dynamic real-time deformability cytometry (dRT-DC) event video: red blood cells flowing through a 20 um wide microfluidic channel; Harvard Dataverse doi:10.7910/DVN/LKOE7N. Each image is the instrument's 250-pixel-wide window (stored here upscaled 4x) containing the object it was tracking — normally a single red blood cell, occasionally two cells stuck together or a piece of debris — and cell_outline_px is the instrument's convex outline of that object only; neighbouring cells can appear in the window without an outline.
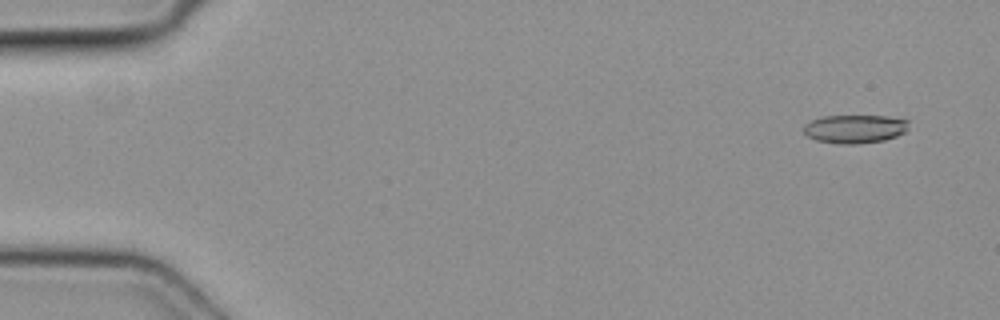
{"species": "common noctule bat (a hibernating species)", "species_latin": "Nyctalus noctula", "temperature_condition": "cold", "stored_images_in_passage": 50, "camera_frame_rate_fps": 3000, "um_per_image_px": 0.085, "animal": {"sex": "female", "body_mass_g": 19.3, "forearm_length_mm": 54.1}, "frame": {"image": 1, "passage_image": 3, "time_ms": 0.667, "image_size_px": [1000, 320], "cell_outline_px": [[908, 128], [904, 132], [896, 136], [884, 140], [856, 144], [840, 144], [816, 140], [808, 136], [804, 132], [804, 124], [812, 120], [824, 116], [888, 116], [908, 120]], "centroid_in_image_um": [72.66, 10.95], "position_along_channel_um": 12.3, "area_um2": 17.34}}
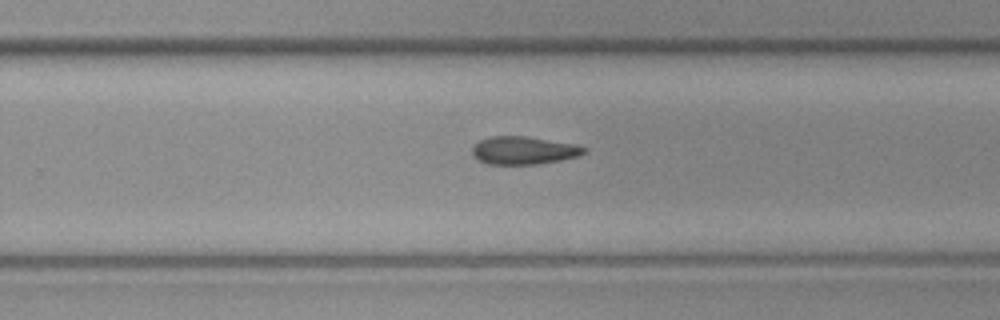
{"frame": {"image": 2, "passage_image": 32, "time_ms": 10.333, "image_size_px": [1000, 320], "cell_outline_px": [[588, 152], [580, 156], [540, 164], [484, 164], [472, 152], [472, 148], [480, 140], [492, 136], [524, 136], [576, 144], [588, 148]], "centroid_in_image_um": [44.58, 12.79], "position_along_channel_um": 285.2, "area_um2": 18.21}}
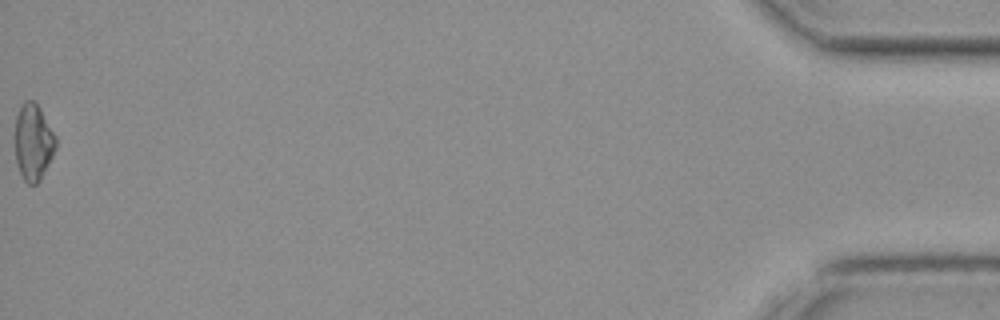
{"frame": {"image": 3, "passage_image": 50, "time_ms": 16.333, "image_size_px": [1000, 320], "cell_outline_px": [[56, 148], [40, 180], [36, 184], [28, 184], [24, 180], [20, 172], [16, 160], [16, 116], [24, 100], [32, 100], [40, 108], [56, 136]], "centroid_in_image_um": [2.84, 12.08], "position_along_channel_um": 432.4, "area_um2": 17.86}}